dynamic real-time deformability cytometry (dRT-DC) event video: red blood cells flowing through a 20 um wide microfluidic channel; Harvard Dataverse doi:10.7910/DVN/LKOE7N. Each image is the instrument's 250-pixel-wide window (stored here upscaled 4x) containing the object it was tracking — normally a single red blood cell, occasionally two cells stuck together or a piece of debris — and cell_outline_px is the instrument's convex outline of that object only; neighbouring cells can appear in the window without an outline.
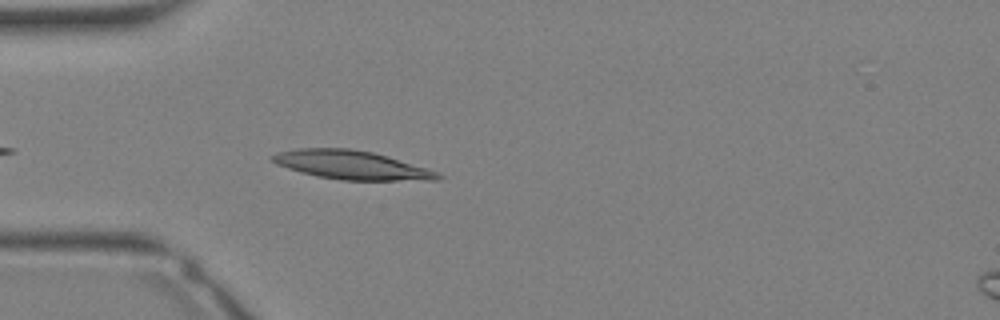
{"species": "Egyptian fruit bat (a non-hibernating species)", "species_latin": "Rousettus aegyptiacus", "temperature_condition": "warm", "stored_images_in_passage": 24, "camera_frame_rate_fps": 3000, "um_per_image_px": 0.085, "animal": {"sex": "female"}, "frame": {"image": 1, "passage_image": 2, "time_ms": 0.333, "image_size_px": [1000, 320], "cell_outline_px": [[444, 176], [440, 180], [344, 180], [316, 176], [300, 172], [276, 164], [268, 156], [276, 152], [296, 148], [348, 148], [372, 152], [388, 156], [440, 172]], "centroid_in_image_um": [29.88, 14.02], "position_along_channel_um": 55.1, "area_um2": 27.86}}
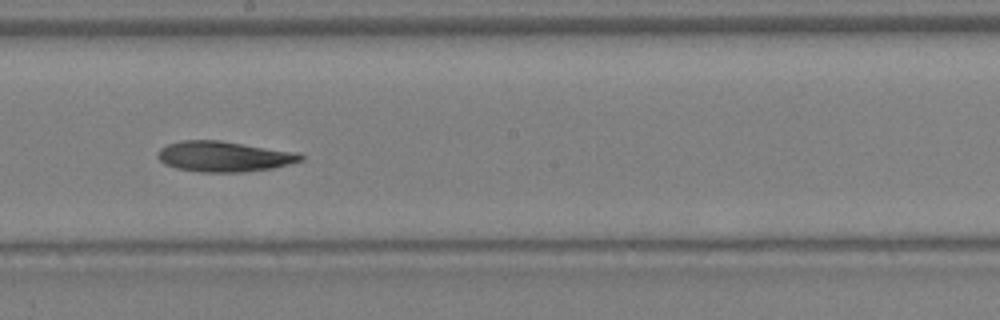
{"frame": {"image": 2, "passage_image": 11, "time_ms": 3.333, "image_size_px": [1000, 320], "cell_outline_px": [[304, 160], [272, 168], [244, 172], [200, 172], [176, 168], [164, 164], [156, 156], [160, 148], [168, 144], [184, 140], [220, 140], [300, 152], [304, 156]], "centroid_in_image_um": [19.06, 13.29], "position_along_channel_um": 229.1, "area_um2": 25.61}}
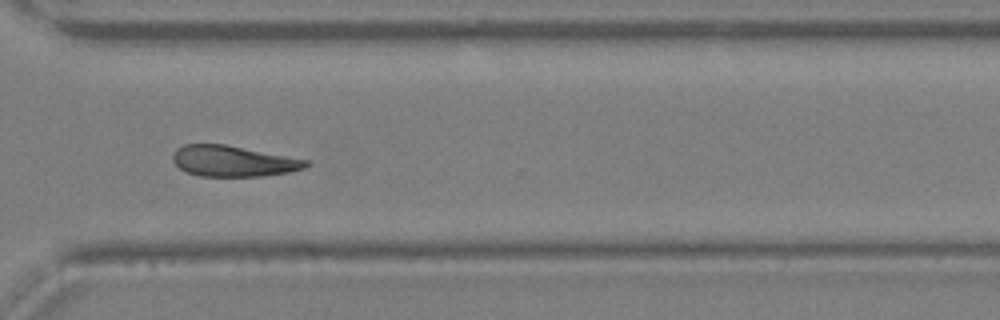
{"frame": {"image": 3, "passage_image": 17, "time_ms": 5.333, "image_size_px": [1000, 320], "cell_outline_px": [[312, 164], [304, 168], [288, 172], [260, 176], [200, 176], [188, 172], [180, 168], [172, 160], [172, 152], [176, 148], [184, 144], [224, 144], [308, 160]], "centroid_in_image_um": [19.8, 13.69], "position_along_channel_um": 350.8, "area_um2": 23.81}}